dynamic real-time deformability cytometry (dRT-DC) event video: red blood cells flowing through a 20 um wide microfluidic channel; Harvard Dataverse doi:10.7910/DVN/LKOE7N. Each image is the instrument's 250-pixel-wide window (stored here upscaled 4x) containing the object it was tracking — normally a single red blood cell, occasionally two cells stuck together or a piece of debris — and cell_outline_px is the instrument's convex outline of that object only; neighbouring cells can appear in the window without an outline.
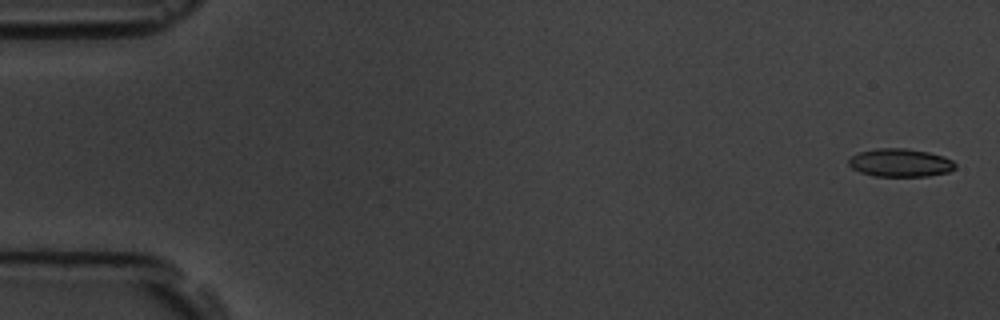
{"species": "common noctule bat (a hibernating species)", "species_latin": "Nyctalus noctula", "temperature_condition": "room temperature", "stored_images_in_passage": 6, "camera_frame_rate_fps": 3000, "um_per_image_px": 0.085, "animal": {"sex": "male", "body_mass_g": 19.5, "forearm_length_mm": 54.6}, "frame": {"image": 1, "passage_image": 1, "time_ms": 0.0, "image_size_px": [1000, 320], "cell_outline_px": [[956, 168], [948, 172], [928, 176], [872, 176], [860, 172], [852, 168], [848, 164], [848, 160], [852, 156], [860, 152], [876, 148], [908, 148], [928, 152], [944, 156], [952, 160], [956, 164]], "centroid_in_image_um": [76.53, 13.83], "position_along_channel_um": 8.5, "area_um2": 17.57}}
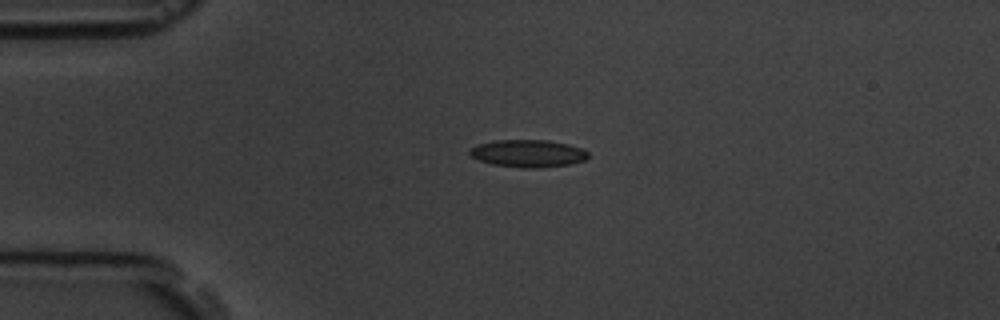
{"frame": {"image": 2, "passage_image": 4, "time_ms": 4.0, "image_size_px": [1000, 320], "cell_outline_px": [[588, 156], [584, 160], [572, 164], [540, 168], [524, 168], [492, 164], [480, 160], [472, 156], [468, 152], [476, 144], [496, 140], [548, 140], [568, 144], [584, 148], [588, 152]], "centroid_in_image_um": [44.92, 13.04], "position_along_channel_um": 40.1, "area_um2": 19.02}}
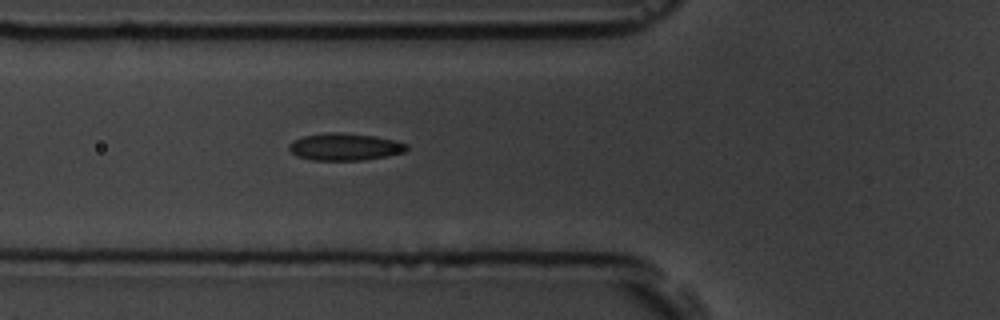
{"frame": {"image": 3, "passage_image": 6, "time_ms": 6.333, "image_size_px": [1000, 320], "cell_outline_px": [[408, 148], [404, 152], [388, 156], [360, 160], [312, 160], [296, 156], [288, 148], [288, 144], [304, 136], [332, 132], [340, 132], [376, 136], [396, 140], [408, 144]], "centroid_in_image_um": [29.34, 12.48], "position_along_channel_um": 96.5, "area_um2": 18.61}}